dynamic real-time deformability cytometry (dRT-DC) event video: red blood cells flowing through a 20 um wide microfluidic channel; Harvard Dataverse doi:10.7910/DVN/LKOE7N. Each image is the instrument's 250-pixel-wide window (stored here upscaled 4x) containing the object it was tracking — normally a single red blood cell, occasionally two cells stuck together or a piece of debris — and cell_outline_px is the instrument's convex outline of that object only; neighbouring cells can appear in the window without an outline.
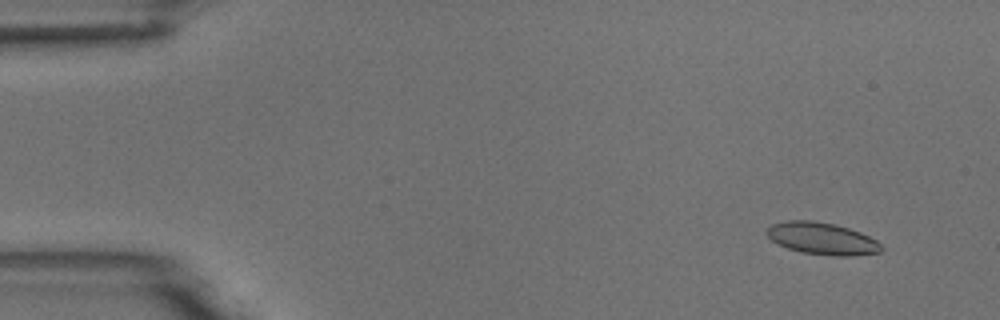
{"species": "common noctule bat (a hibernating species)", "species_latin": "Nyctalus noctula", "temperature_condition": "room temperature", "stored_images_in_passage": 5, "camera_frame_rate_fps": 3000, "um_per_image_px": 0.085, "animal": {"sex": "male", "body_mass_g": 18.8}, "frame": {"image": 1, "passage_image": 2, "time_ms": 1.333, "image_size_px": [1000, 320], "cell_outline_px": [[884, 248], [880, 252], [852, 256], [832, 256], [800, 252], [788, 248], [772, 240], [768, 236], [768, 228], [772, 224], [788, 220], [812, 220], [836, 224], [860, 232], [876, 240]], "centroid_in_image_um": [69.9, 20.28], "position_along_channel_um": 15.1, "area_um2": 21.33}}
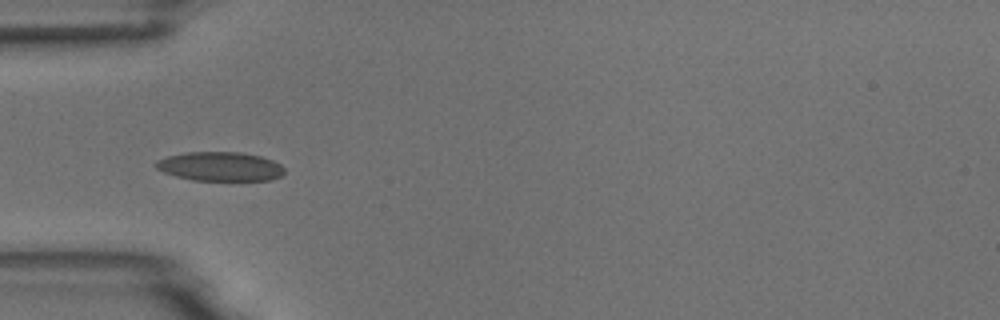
{"frame": {"image": 2, "passage_image": 5, "time_ms": 5.667, "image_size_px": [1000, 320], "cell_outline_px": [[284, 172], [280, 176], [268, 180], [192, 180], [176, 176], [164, 172], [156, 168], [152, 164], [156, 160], [168, 156], [188, 152], [240, 152], [260, 156], [272, 160], [280, 164], [284, 168]], "centroid_in_image_um": [18.68, 14.14], "position_along_channel_um": 66.3, "area_um2": 21.73}}